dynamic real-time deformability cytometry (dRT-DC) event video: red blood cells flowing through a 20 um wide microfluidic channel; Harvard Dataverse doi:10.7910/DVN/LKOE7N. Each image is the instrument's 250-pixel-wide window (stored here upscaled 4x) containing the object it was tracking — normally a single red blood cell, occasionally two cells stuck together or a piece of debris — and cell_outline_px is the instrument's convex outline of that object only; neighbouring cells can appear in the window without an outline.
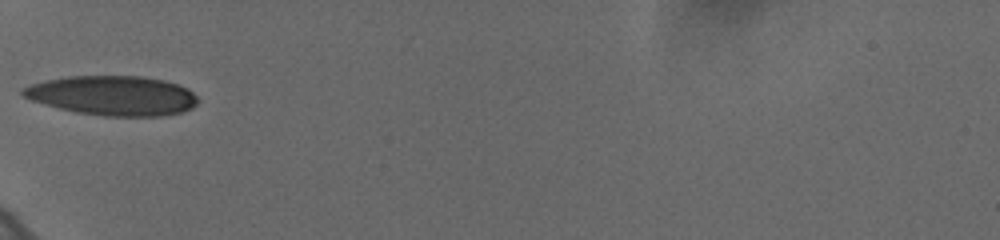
{"species": "human", "species_latin": "Homo sapiens", "temperature_condition": "cold", "stored_images_in_passage": 20, "camera_frame_rate_fps": 3000, "um_per_image_px": 0.085, "donor": {"sex": "female"}, "frame": {"image": 1, "passage_image": 1, "time_ms": 0.0, "image_size_px": [1000, 240], "cell_outline_px": [[196, 104], [192, 108], [180, 112], [160, 116], [104, 116], [76, 112], [44, 104], [32, 100], [24, 96], [20, 92], [20, 88], [44, 80], [68, 76], [140, 76], [164, 80], [180, 84], [188, 88], [196, 96]], "centroid_in_image_um": [9.57, 8.11], "position_along_channel_um": 75.4, "area_um2": 40.34}}
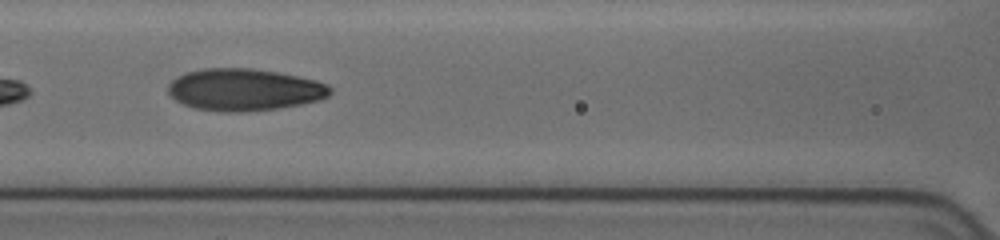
{"frame": {"image": 2, "passage_image": 7, "time_ms": 2.0, "image_size_px": [1000, 240], "cell_outline_px": [[332, 92], [328, 96], [320, 100], [280, 108], [244, 112], [220, 112], [192, 108], [176, 100], [168, 92], [168, 84], [176, 76], [188, 72], [204, 68], [252, 68], [276, 72], [316, 80], [328, 84], [332, 88]], "centroid_in_image_um": [20.77, 7.63], "position_along_channel_um": 145.8, "area_um2": 39.88}}
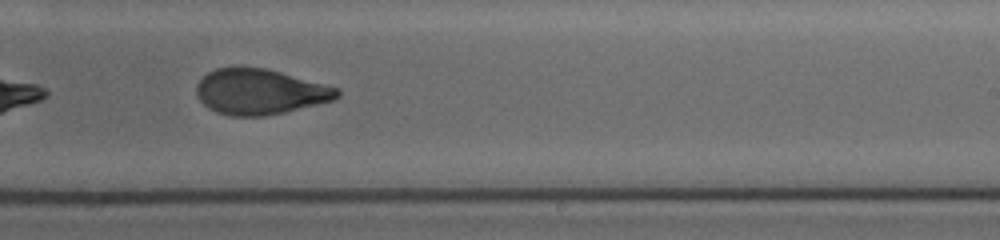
{"frame": {"image": 3, "passage_image": 17, "time_ms": 5.333, "image_size_px": [1000, 240], "cell_outline_px": [[340, 96], [332, 100], [284, 112], [264, 116], [228, 116], [216, 112], [208, 108], [200, 100], [196, 92], [196, 84], [208, 72], [216, 68], [264, 68], [280, 72], [340, 88]], "centroid_in_image_um": [22.08, 7.81], "position_along_channel_um": 266.9, "area_um2": 36.93}}